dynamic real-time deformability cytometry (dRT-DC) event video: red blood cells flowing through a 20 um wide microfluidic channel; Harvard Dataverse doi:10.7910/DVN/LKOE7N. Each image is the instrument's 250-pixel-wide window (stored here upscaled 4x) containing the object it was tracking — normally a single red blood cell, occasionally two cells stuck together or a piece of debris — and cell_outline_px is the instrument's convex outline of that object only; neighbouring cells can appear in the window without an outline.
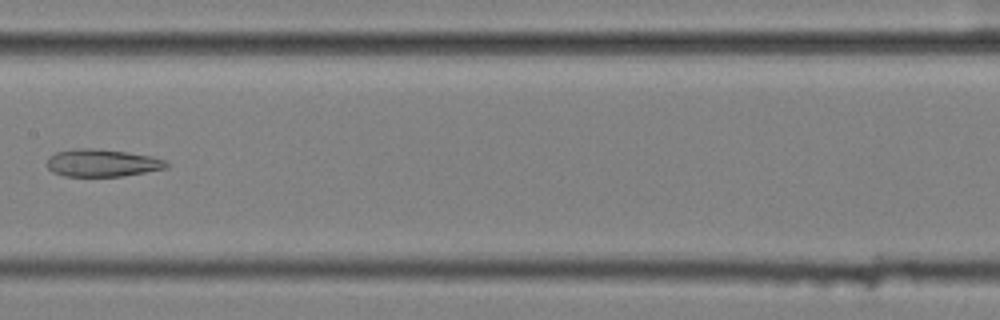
{"species": "common noctule bat (a hibernating species)", "species_latin": "Nyctalus noctula", "temperature_condition": "cold", "stored_images_in_passage": 9, "camera_frame_rate_fps": 3000, "um_per_image_px": 0.085, "animal": {"sex": "female", "body_mass_g": 25.1}, "frame": {"image": 1, "passage_image": 9, "time_ms": 2.667, "image_size_px": [1000, 320], "cell_outline_px": [[168, 168], [120, 176], [64, 176], [52, 172], [48, 168], [48, 156], [56, 152], [72, 148], [92, 148], [124, 152], [152, 156], [164, 160], [168, 164]], "centroid_in_image_um": [8.65, 13.84], "position_along_channel_um": 198.8, "area_um2": 19.02}}